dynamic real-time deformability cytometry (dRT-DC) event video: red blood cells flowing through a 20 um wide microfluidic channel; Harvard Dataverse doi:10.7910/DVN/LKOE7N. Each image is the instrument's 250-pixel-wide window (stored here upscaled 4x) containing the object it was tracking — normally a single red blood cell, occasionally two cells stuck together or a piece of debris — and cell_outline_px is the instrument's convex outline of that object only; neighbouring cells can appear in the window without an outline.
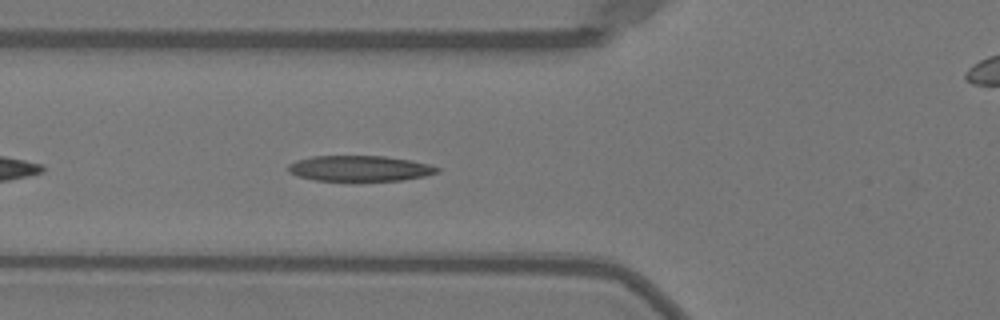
{"species": "Egyptian fruit bat (a non-hibernating species)", "species_latin": "Rousettus aegyptiacus", "temperature_condition": "warm", "stored_images_in_passage": 36, "camera_frame_rate_fps": 3000, "um_per_image_px": 0.085, "animal": {"sex": "female"}, "frame": {"image": 1, "passage_image": 5, "time_ms": 1.333, "image_size_px": [1000, 320], "cell_outline_px": [[440, 172], [424, 176], [400, 180], [356, 184], [316, 180], [296, 176], [288, 172], [288, 164], [296, 160], [312, 156], [384, 156], [412, 160], [428, 164], [440, 168]], "centroid_in_image_um": [30.55, 14.36], "position_along_channel_um": 95.3, "area_um2": 23.35}}
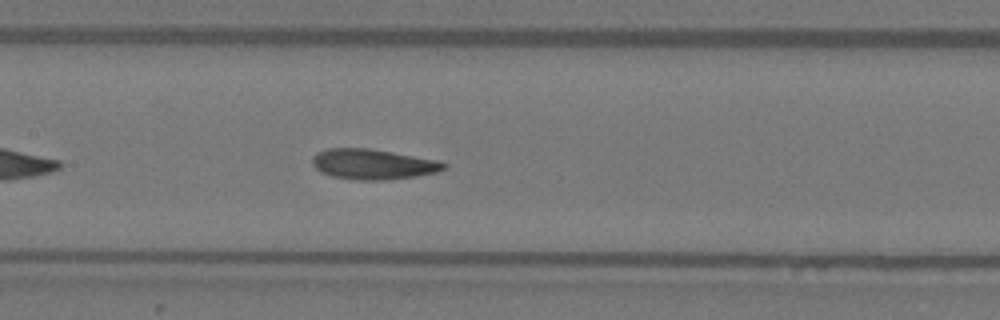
{"frame": {"image": 2, "passage_image": 11, "time_ms": 3.333, "image_size_px": [1000, 320], "cell_outline_px": [[448, 164], [444, 168], [436, 172], [416, 176], [384, 180], [356, 180], [332, 176], [320, 172], [312, 164], [312, 156], [316, 152], [324, 148], [368, 148], [440, 160]], "centroid_in_image_um": [31.67, 13.95], "position_along_channel_um": 175.7, "area_um2": 23.35}}
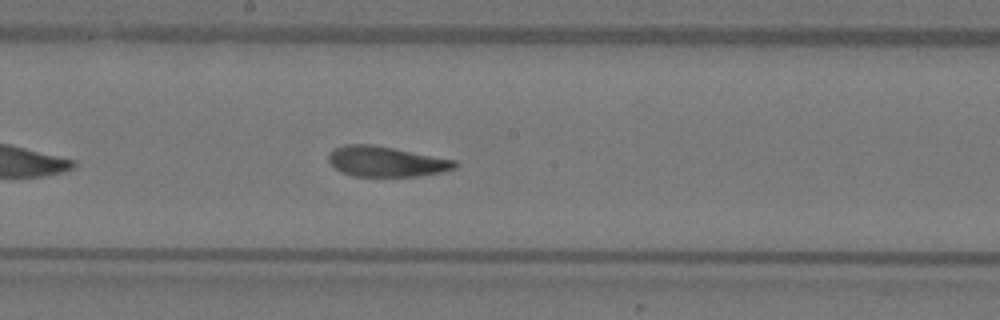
{"frame": {"image": 3, "passage_image": 14, "time_ms": 4.333, "image_size_px": [1000, 320], "cell_outline_px": [[460, 164], [456, 168], [444, 172], [416, 176], [352, 176], [336, 168], [328, 160], [328, 156], [336, 148], [344, 144], [372, 144], [456, 160]], "centroid_in_image_um": [32.88, 13.73], "position_along_channel_um": 215.3, "area_um2": 22.2}, "authors_computed_cell_mechanics": {"area_um2": 22.7443, "velocity_mm_per_s": 3.9893, "shape_relaxation_time_tau1_ms": 5.9796, "shape_relaxation_time_tau2_ms": 1.8499, "deformation_change_tau1": 0.1921, "deformation_change_tau2": 0.0952}}